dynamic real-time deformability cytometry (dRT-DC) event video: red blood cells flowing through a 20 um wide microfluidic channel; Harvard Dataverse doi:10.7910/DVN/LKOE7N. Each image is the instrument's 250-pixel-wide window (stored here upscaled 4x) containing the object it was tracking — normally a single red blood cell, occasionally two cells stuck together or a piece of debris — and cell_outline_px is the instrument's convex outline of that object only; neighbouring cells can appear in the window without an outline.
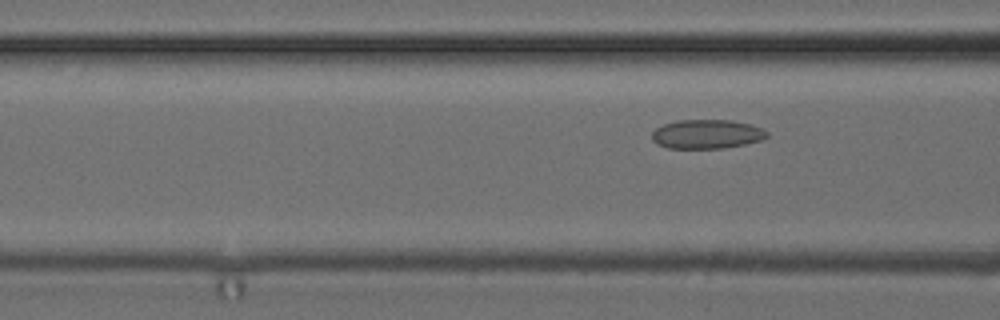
{"species": "common noctule bat (a hibernating species)", "species_latin": "Nyctalus noctula", "temperature_condition": "cold", "stored_images_in_passage": 7, "camera_frame_rate_fps": 3000, "um_per_image_px": 0.085, "animal": {"sex": "female", "body_mass_g": 24.6, "forearm_length_mm": 56.2}, "frame": {"image": 1, "passage_image": 7, "time_ms": 8.0, "image_size_px": [1000, 320], "cell_outline_px": [[768, 136], [760, 140], [744, 144], [724, 148], [668, 148], [656, 144], [652, 140], [652, 132], [656, 128], [664, 124], [676, 120], [732, 120], [748, 124], [760, 128], [768, 132]], "centroid_in_image_um": [60.04, 11.4], "position_along_channel_um": 106.6, "area_um2": 19.42}}